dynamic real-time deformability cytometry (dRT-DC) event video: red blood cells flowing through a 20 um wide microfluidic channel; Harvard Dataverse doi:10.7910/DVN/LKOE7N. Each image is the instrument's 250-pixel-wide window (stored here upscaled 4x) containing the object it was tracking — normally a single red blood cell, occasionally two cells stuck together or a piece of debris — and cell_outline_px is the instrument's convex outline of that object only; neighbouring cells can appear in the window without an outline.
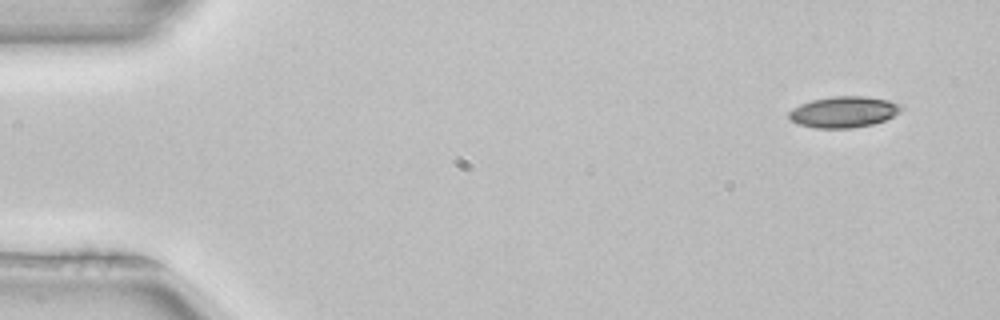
{"species": "common noctule bat (a hibernating species)", "species_latin": "Nyctalus noctula", "temperature_condition": "room temperature", "stored_images_in_passage": 49, "camera_frame_rate_fps": 3000, "um_per_image_px": 0.085, "animal": {"sex": "female", "body_mass_g": 22.7, "forearm_length_mm": 54.2}, "frame": {"image": 1, "passage_image": 1, "time_ms": 0.0, "image_size_px": [1000, 320], "cell_outline_px": [[904, 108], [900, 112], [884, 120], [872, 124], [852, 128], [816, 128], [796, 124], [788, 116], [788, 112], [792, 108], [800, 104], [812, 100], [832, 96], [868, 96], [888, 100], [904, 104]], "centroid_in_image_um": [71.73, 9.5], "position_along_channel_um": 13.3, "area_um2": 20.58}}
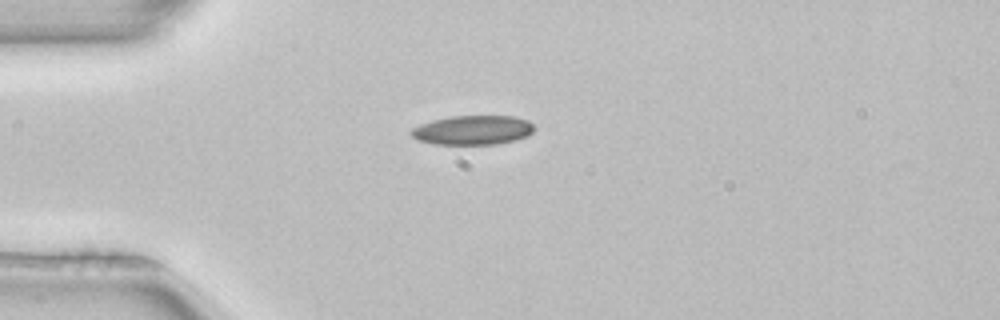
{"frame": {"image": 2, "passage_image": 11, "time_ms": 3.333, "image_size_px": [1000, 320], "cell_outline_px": [[536, 128], [528, 136], [516, 140], [496, 144], [432, 144], [416, 140], [408, 132], [412, 128], [420, 124], [432, 120], [452, 116], [512, 116], [528, 120]], "centroid_in_image_um": [40.17, 11.06], "position_along_channel_um": 44.8, "area_um2": 21.21}}
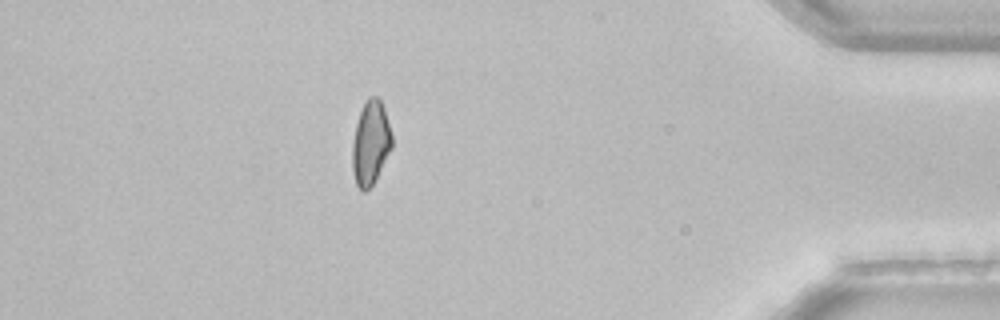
{"frame": {"image": 3, "passage_image": 43, "time_ms": 14.0, "image_size_px": [1000, 320], "cell_outline_px": [[392, 148], [372, 184], [364, 192], [360, 192], [356, 184], [352, 172], [352, 144], [356, 124], [360, 112], [368, 96], [376, 96], [380, 100], [384, 108], [392, 136]], "centroid_in_image_um": [31.48, 12.16], "position_along_channel_um": 403.7, "area_um2": 19.25}}